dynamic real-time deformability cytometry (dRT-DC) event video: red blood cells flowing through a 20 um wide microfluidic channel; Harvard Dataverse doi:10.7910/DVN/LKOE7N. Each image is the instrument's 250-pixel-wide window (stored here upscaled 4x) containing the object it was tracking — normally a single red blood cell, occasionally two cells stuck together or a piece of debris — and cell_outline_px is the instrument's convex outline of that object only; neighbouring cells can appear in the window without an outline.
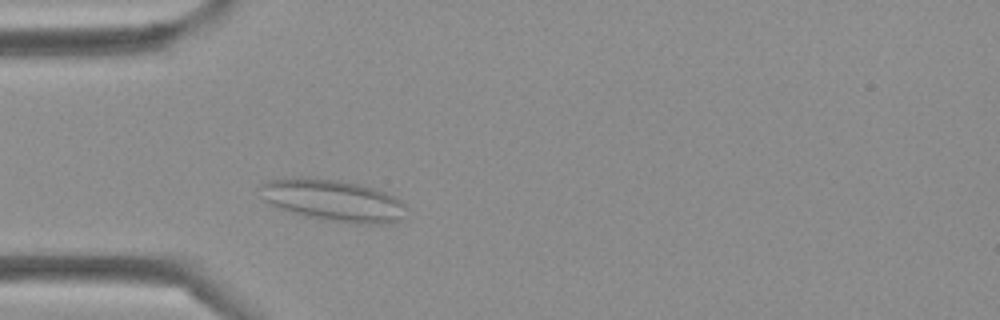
{"species": "Egyptian fruit bat (a non-hibernating species)", "species_latin": "Rousettus aegyptiacus", "temperature_condition": "cold", "stored_images_in_passage": 38, "camera_frame_rate_fps": 3000, "um_per_image_px": 0.085, "frame": {"image": 1, "passage_image": 7, "time_ms": 2.0, "image_size_px": [1000, 320], "cell_outline_px": [[408, 204], [400, 220], [388, 224], [360, 224], [320, 220], [280, 208], [268, 204], [264, 200], [260, 184], [268, 180], [304, 176], [308, 176], [336, 180], [360, 184], [388, 192], [396, 196]], "centroid_in_image_um": [28.37, 17.03], "position_along_channel_um": 56.6, "area_um2": 36.01}}
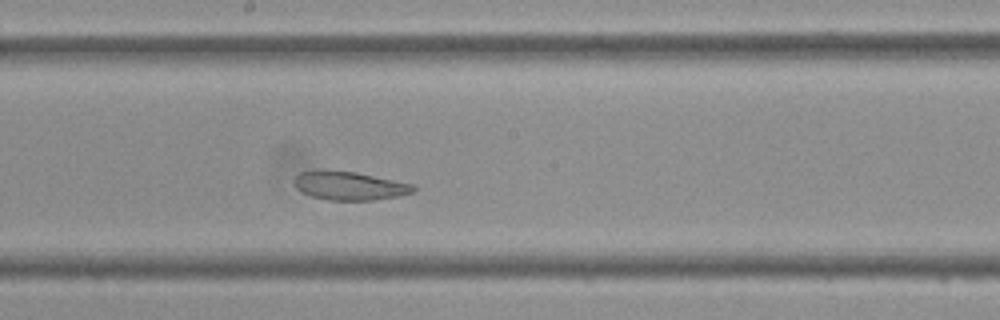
{"frame": {"image": 2, "passage_image": 18, "time_ms": 5.667, "image_size_px": [1000, 320], "cell_outline_px": [[416, 188], [412, 192], [396, 196], [372, 200], [328, 200], [312, 196], [300, 192], [296, 188], [296, 176], [300, 172], [320, 168], [356, 172], [416, 184]], "centroid_in_image_um": [29.69, 15.76], "position_along_channel_um": 218.5, "area_um2": 20.06}}
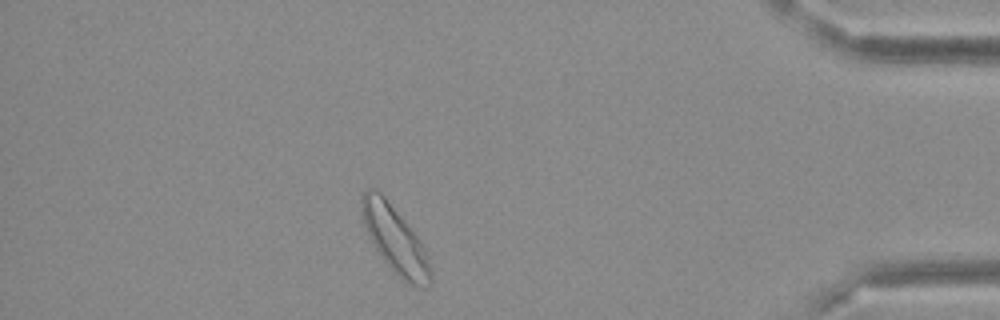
{"frame": {"image": 3, "passage_image": 33, "time_ms": 10.667, "image_size_px": [1000, 320], "cell_outline_px": [[432, 284], [428, 288], [420, 288], [408, 284], [392, 272], [376, 248], [364, 224], [360, 208], [360, 200], [364, 192], [368, 188], [376, 188], [384, 196], [404, 220], [420, 240], [428, 256], [432, 272]], "centroid_in_image_um": [33.61, 20.42], "position_along_channel_um": 401.6, "area_um2": 26.88}}